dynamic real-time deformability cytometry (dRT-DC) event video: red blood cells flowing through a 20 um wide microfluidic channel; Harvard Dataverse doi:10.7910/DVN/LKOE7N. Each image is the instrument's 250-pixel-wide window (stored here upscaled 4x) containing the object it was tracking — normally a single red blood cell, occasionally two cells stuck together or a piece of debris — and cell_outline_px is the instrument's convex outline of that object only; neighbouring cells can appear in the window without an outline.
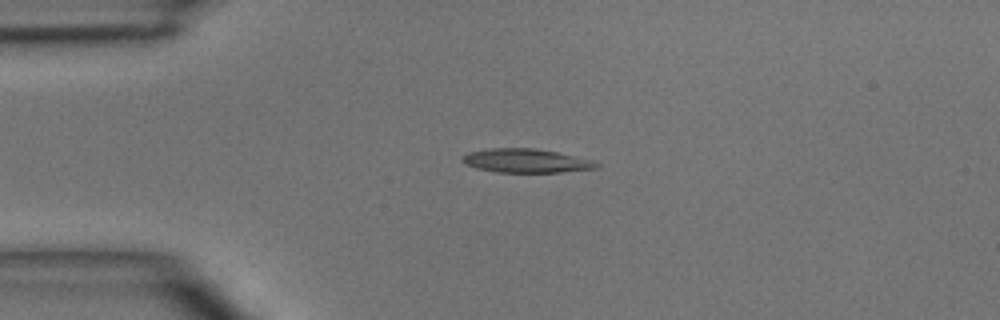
{"species": "common noctule bat (a hibernating species)", "species_latin": "Nyctalus noctula", "temperature_condition": "room temperature", "stored_images_in_passage": 6, "camera_frame_rate_fps": 3000, "um_per_image_px": 0.085, "animal": {"sex": "male", "body_mass_g": 15.6}, "frame": {"image": 1, "passage_image": 3, "time_ms": 2.333, "image_size_px": [1000, 320], "cell_outline_px": [[600, 168], [560, 172], [496, 172], [476, 168], [460, 160], [460, 156], [468, 152], [492, 148], [536, 148], [556, 152], [588, 160], [600, 164]], "centroid_in_image_um": [44.66, 13.66], "position_along_channel_um": 40.3, "area_um2": 18.44}}
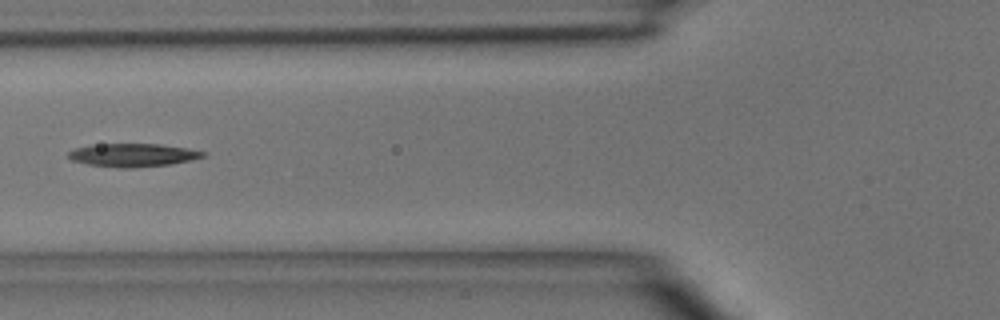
{"frame": {"image": 2, "passage_image": 5, "time_ms": 4.667, "image_size_px": [1000, 320], "cell_outline_px": [[208, 152], [204, 156], [192, 160], [168, 164], [132, 168], [120, 168], [88, 164], [72, 160], [68, 156], [68, 152], [76, 148], [92, 144], [160, 144]], "centroid_in_image_um": [11.29, 13.18], "position_along_channel_um": 114.5, "area_um2": 18.03}}